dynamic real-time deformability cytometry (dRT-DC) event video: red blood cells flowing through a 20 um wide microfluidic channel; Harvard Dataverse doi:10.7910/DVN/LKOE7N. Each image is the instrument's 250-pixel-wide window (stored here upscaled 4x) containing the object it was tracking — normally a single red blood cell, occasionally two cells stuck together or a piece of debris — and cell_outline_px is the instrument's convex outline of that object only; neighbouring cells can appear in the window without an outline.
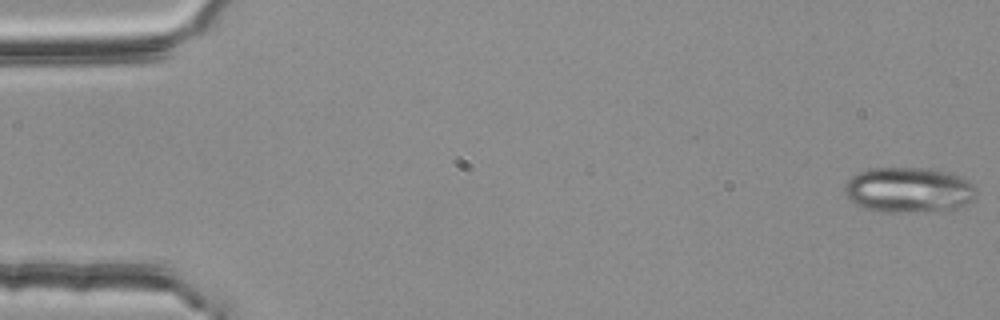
{"species": "common noctule bat (a hibernating species)", "species_latin": "Nyctalus noctula", "temperature_condition": "room temperature", "stored_images_in_passage": 54, "camera_frame_rate_fps": 3000, "um_per_image_px": 0.085, "animal": {"sex": "female", "body_mass_g": 25.1}, "frame": {"image": 1, "passage_image": 1, "time_ms": 0.0, "image_size_px": [1000, 320], "cell_outline_px": [[976, 196], [972, 200], [956, 212], [880, 212], [864, 208], [848, 200], [844, 192], [844, 184], [856, 172], [868, 168], [924, 168], [948, 172], [960, 176], [968, 180], [976, 188]], "centroid_in_image_um": [77.26, 16.18], "position_along_channel_um": 7.7, "area_um2": 35.84}}
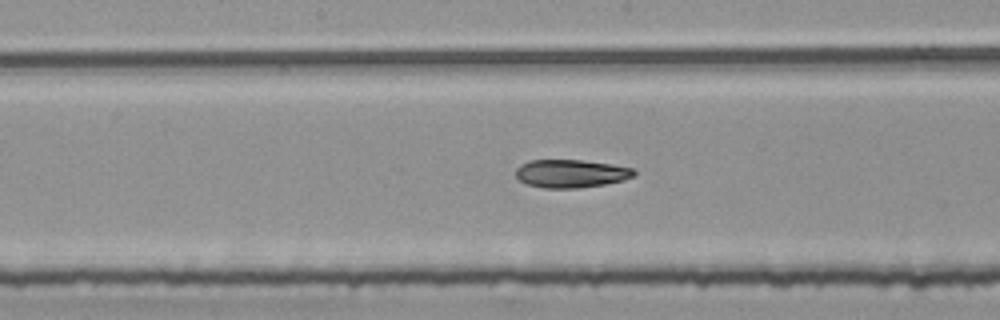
{"frame": {"image": 2, "passage_image": 28, "time_ms": 9.0, "image_size_px": [1000, 320], "cell_outline_px": [[636, 172], [632, 176], [624, 180], [604, 184], [580, 188], [544, 188], [524, 184], [516, 176], [516, 168], [520, 164], [528, 160], [580, 160], [612, 164], [636, 168]], "centroid_in_image_um": [48.52, 14.75], "position_along_channel_um": 199.7, "area_um2": 19.54}}
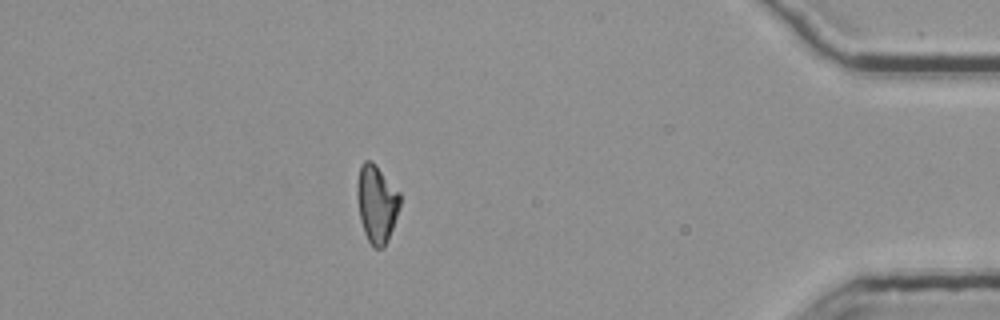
{"frame": {"image": 3, "passage_image": 48, "time_ms": 15.667, "image_size_px": [1000, 320], "cell_outline_px": [[400, 204], [388, 240], [384, 248], [372, 248], [364, 232], [360, 220], [356, 192], [356, 188], [360, 164], [364, 160], [372, 160], [376, 164], [400, 192]], "centroid_in_image_um": [32.0, 17.29], "position_along_channel_um": 403.2, "area_um2": 19.59}}